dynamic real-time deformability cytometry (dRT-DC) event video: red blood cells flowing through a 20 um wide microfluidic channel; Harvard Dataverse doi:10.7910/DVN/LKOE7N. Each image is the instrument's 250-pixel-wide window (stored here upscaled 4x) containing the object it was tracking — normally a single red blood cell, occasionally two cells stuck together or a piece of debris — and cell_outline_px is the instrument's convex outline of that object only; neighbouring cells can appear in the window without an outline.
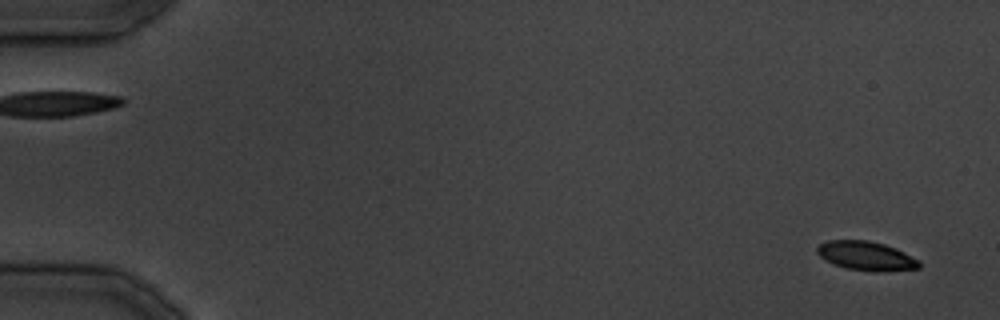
{"species": "common noctule bat (a hibernating species)", "species_latin": "Nyctalus noctula", "temperature_condition": "cold", "stored_images_in_passage": 35, "camera_frame_rate_fps": 3000, "um_per_image_px": 0.085, "animal": {"sex": "male", "body_mass_g": 19.5, "forearm_length_mm": 54.6}, "frame": {"image": 1, "passage_image": 1, "time_ms": 0.0, "image_size_px": [1000, 320], "cell_outline_px": [[920, 268], [880, 272], [848, 268], [836, 264], [820, 256], [816, 252], [816, 248], [820, 244], [828, 240], [868, 240], [884, 244], [896, 248], [920, 260]], "centroid_in_image_um": [73.67, 21.74], "position_along_channel_um": 11.3, "area_um2": 17.11}}
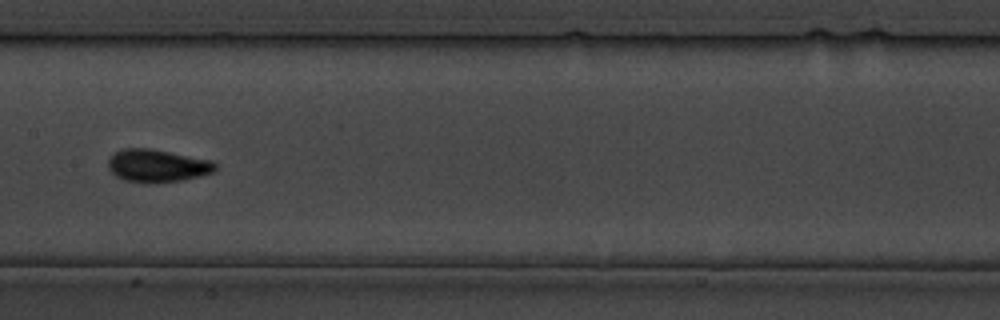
{"frame": {"image": 2, "passage_image": 18, "time_ms": 21.0, "image_size_px": [1000, 320], "cell_outline_px": [[216, 172], [200, 176], [180, 180], [144, 184], [124, 180], [116, 176], [108, 168], [108, 160], [112, 152], [120, 148], [152, 148], [212, 160], [216, 164]], "centroid_in_image_um": [13.34, 14.07], "position_along_channel_um": 194.1, "area_um2": 20.87}}
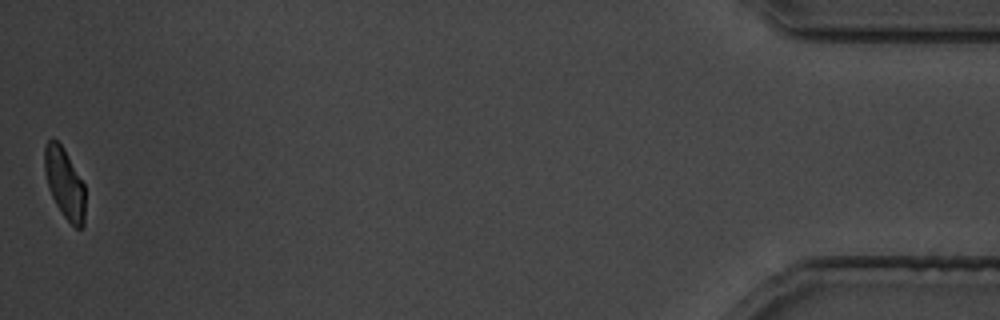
{"frame": {"image": 3, "passage_image": 35, "time_ms": 41.667, "image_size_px": [1000, 320], "cell_outline_px": [[84, 224], [80, 228], [76, 228], [64, 216], [56, 204], [48, 188], [44, 168], [44, 148], [48, 140], [52, 136], [64, 148], [84, 184]], "centroid_in_image_um": [5.47, 15.54], "position_along_channel_um": 429.7, "area_um2": 16.53}}